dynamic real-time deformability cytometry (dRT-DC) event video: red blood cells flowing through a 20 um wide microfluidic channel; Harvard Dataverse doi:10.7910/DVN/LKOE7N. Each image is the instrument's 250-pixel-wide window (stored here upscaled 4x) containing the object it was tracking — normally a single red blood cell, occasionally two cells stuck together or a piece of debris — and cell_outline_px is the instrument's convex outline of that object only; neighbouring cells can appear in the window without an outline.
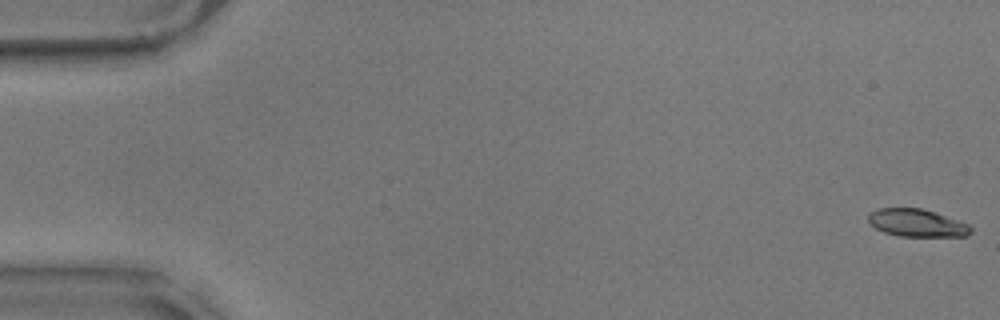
{"species": "common noctule bat (a hibernating species)", "species_latin": "Nyctalus noctula", "temperature_condition": "warm", "stored_images_in_passage": 58, "camera_frame_rate_fps": 3000, "um_per_image_px": 0.085, "animal": {"sex": "male", "body_mass_g": 17.9}, "frame": {"image": 1, "passage_image": 1, "time_ms": 0.0, "image_size_px": [1000, 320], "cell_outline_px": [[972, 232], [968, 236], [896, 236], [884, 232], [868, 224], [868, 216], [876, 208], [920, 208], [968, 224], [972, 228]], "centroid_in_image_um": [77.89, 18.96], "position_along_channel_um": 7.1, "area_um2": 16.36}}
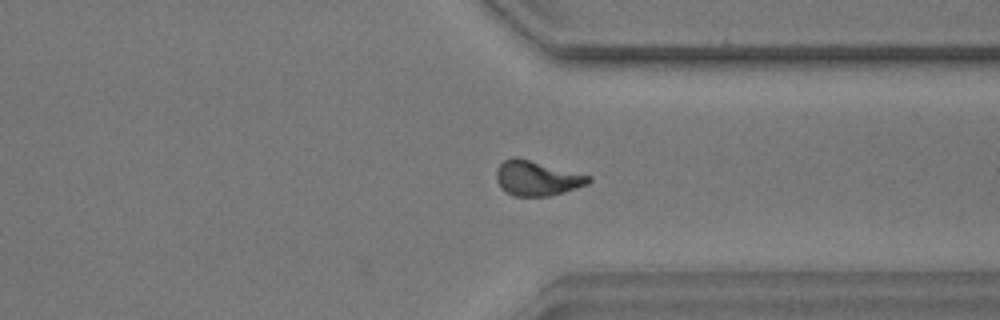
{"frame": {"image": 2, "passage_image": 44, "time_ms": 14.333, "image_size_px": [1000, 320], "cell_outline_px": [[592, 180], [588, 184], [564, 192], [548, 196], [512, 196], [504, 192], [500, 188], [496, 180], [496, 168], [504, 160], [512, 156], [516, 156], [592, 176]], "centroid_in_image_um": [45.61, 15.15], "position_along_channel_um": 365.8, "area_um2": 19.02}}
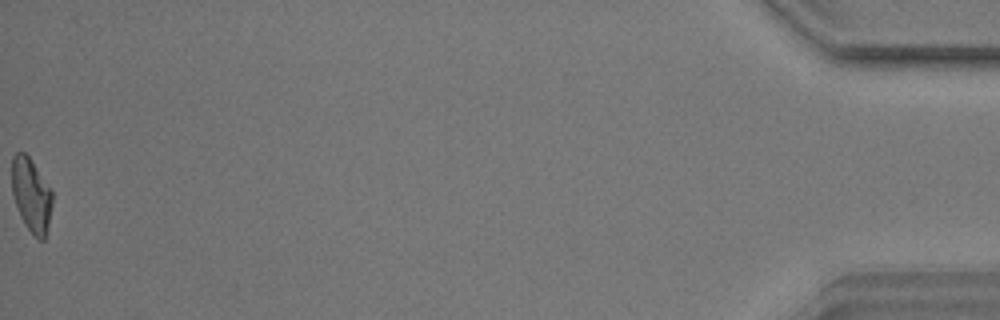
{"frame": {"image": 3, "passage_image": 58, "time_ms": 19.0, "image_size_px": [1000, 320], "cell_outline_px": [[52, 204], [48, 232], [44, 240], [40, 240], [24, 224], [20, 216], [12, 192], [12, 156], [16, 152], [24, 152], [28, 156], [52, 188]], "centroid_in_image_um": [2.68, 16.58], "position_along_channel_um": 432.5, "area_um2": 17.51}, "authors_computed_cell_mechanics": {"area_um2": 18.1203, "velocity_mm_per_s": 3.5384, "shape_relaxation_time_tau1_ms": 4.8488, "shape_relaxation_time_tau2_ms": 4.1961, "deformation_change_tau1": 0.1592, "deformation_change_tau2": 0.1153}}